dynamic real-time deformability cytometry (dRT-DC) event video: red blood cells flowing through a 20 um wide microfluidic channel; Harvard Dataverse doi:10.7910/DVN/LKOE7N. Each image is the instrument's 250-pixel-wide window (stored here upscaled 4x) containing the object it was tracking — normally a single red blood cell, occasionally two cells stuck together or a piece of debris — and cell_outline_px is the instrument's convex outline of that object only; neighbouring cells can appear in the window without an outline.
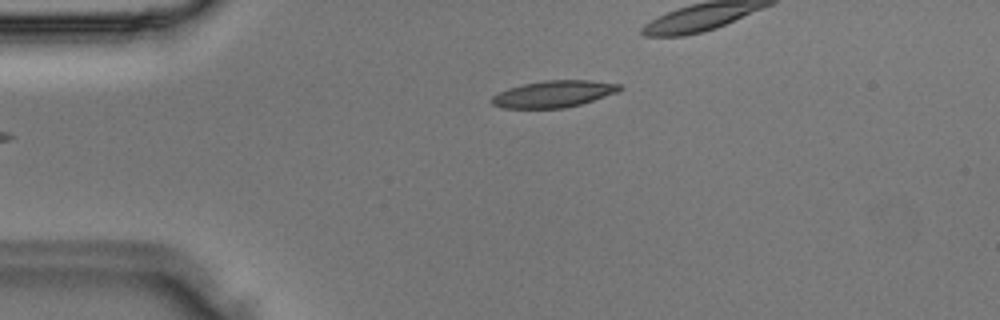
{"species": "Egyptian fruit bat (a non-hibernating species)", "species_latin": "Rousettus aegyptiacus", "temperature_condition": "room temperature", "stored_images_in_passage": 2, "camera_frame_rate_fps": 3000, "um_per_image_px": 0.085, "animal": {"sex": "male"}, "frame": {"image": 1, "passage_image": 2, "time_ms": 0.333, "image_size_px": [1000, 320], "cell_outline_px": [[624, 88], [616, 92], [580, 104], [564, 108], [504, 108], [492, 104], [492, 96], [508, 88], [524, 84], [544, 80], [588, 80], [620, 84]], "centroid_in_image_um": [47.06, 7.98], "position_along_channel_um": 37.9, "area_um2": 19.65}}